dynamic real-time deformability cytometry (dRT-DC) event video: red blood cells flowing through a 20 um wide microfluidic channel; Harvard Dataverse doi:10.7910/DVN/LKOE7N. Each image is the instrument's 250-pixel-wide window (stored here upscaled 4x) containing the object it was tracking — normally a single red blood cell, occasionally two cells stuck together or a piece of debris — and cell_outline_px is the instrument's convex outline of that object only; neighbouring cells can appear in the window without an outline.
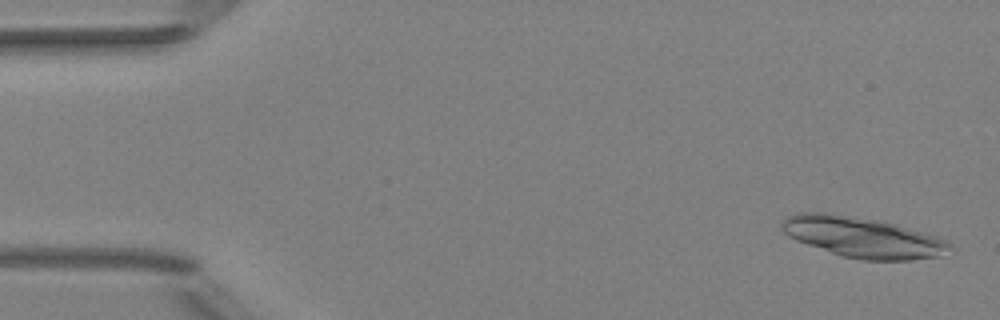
{"species": "Egyptian fruit bat (a non-hibernating species)", "species_latin": "Rousettus aegyptiacus", "temperature_condition": "room temperature", "stored_images_in_passage": 4, "camera_frame_rate_fps": 3000, "um_per_image_px": 0.085, "animal": {"sex": "female"}, "frame": {"image": 1, "passage_image": 1, "time_ms": 0.0, "image_size_px": [1000, 320], "cell_outline_px": [[952, 248], [940, 256], [912, 260], [864, 260], [844, 256], [796, 240], [788, 236], [780, 228], [780, 220], [784, 216], [800, 212], [828, 212], [880, 220], [896, 224], [936, 236], [948, 240], [952, 244]], "centroid_in_image_um": [73.31, 20.14], "position_along_channel_um": 11.7, "area_um2": 39.82}}